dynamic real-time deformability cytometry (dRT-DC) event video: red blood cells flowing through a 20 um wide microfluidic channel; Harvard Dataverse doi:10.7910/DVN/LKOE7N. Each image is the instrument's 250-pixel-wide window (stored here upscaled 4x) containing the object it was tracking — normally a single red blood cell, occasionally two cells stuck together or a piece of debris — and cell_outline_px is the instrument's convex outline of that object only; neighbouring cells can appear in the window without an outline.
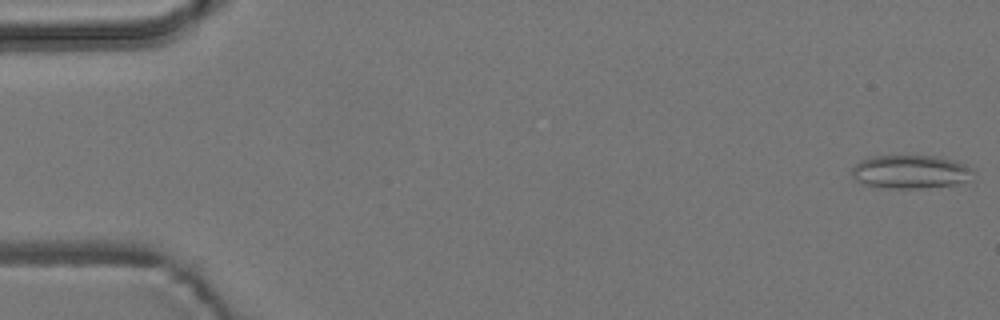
{"species": "common noctule bat (a hibernating species)", "species_latin": "Nyctalus noctula", "temperature_condition": "room temperature", "stored_images_in_passage": 5, "camera_frame_rate_fps": 3000, "um_per_image_px": 0.085, "animal": {"sex": "male", "body_mass_g": 19.2, "forearm_length_mm": 51.8}, "frame": {"image": 1, "passage_image": 1, "time_ms": 0.0, "image_size_px": [1000, 320], "cell_outline_px": [[972, 180], [956, 184], [924, 188], [884, 188], [864, 184], [856, 180], [852, 176], [852, 168], [860, 160], [872, 156], [936, 156], [956, 160], [964, 164], [972, 172]], "centroid_in_image_um": [77.39, 14.61], "position_along_channel_um": 7.6, "area_um2": 23.7}}